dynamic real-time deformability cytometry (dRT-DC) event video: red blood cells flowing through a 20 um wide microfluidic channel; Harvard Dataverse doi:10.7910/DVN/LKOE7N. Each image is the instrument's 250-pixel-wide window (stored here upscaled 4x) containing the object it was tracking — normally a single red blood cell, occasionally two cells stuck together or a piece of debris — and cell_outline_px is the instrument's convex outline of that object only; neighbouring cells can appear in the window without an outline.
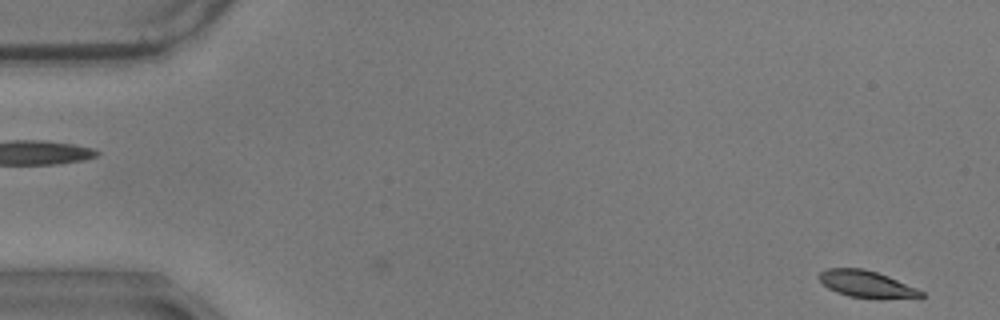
{"species": "common noctule bat (a hibernating species)", "species_latin": "Nyctalus noctula", "temperature_condition": "warm", "stored_images_in_passage": 27, "camera_frame_rate_fps": 3000, "um_per_image_px": 0.085, "animal": {"sex": "male", "body_mass_g": 17.9}, "frame": {"image": 1, "passage_image": 2, "time_ms": 0.333, "image_size_px": [1000, 320], "cell_outline_px": [[924, 296], [848, 296], [836, 292], [828, 288], [820, 280], [820, 272], [828, 268], [864, 268], [888, 276], [916, 288], [924, 292]], "centroid_in_image_um": [73.56, 24.09], "position_along_channel_um": 11.4, "area_um2": 14.91}}
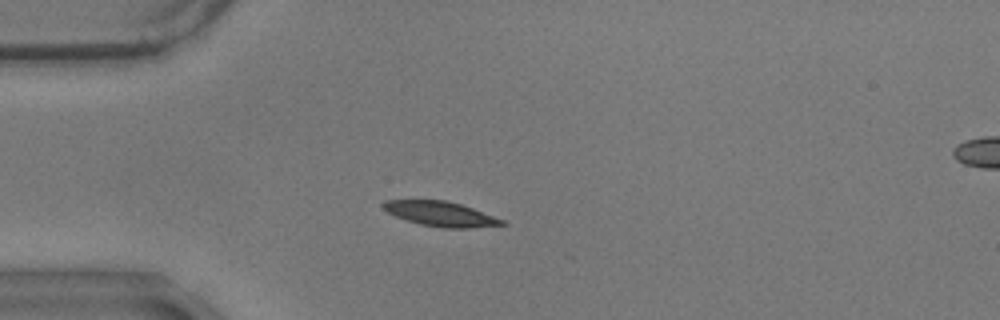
{"frame": {"image": 2, "passage_image": 15, "time_ms": 4.667, "image_size_px": [1000, 320], "cell_outline_px": [[508, 224], [468, 228], [440, 228], [420, 224], [396, 216], [388, 212], [380, 204], [384, 200], [444, 200], [460, 204], [472, 208], [504, 220]], "centroid_in_image_um": [37.44, 18.18], "position_along_channel_um": 47.6, "area_um2": 16.99}}